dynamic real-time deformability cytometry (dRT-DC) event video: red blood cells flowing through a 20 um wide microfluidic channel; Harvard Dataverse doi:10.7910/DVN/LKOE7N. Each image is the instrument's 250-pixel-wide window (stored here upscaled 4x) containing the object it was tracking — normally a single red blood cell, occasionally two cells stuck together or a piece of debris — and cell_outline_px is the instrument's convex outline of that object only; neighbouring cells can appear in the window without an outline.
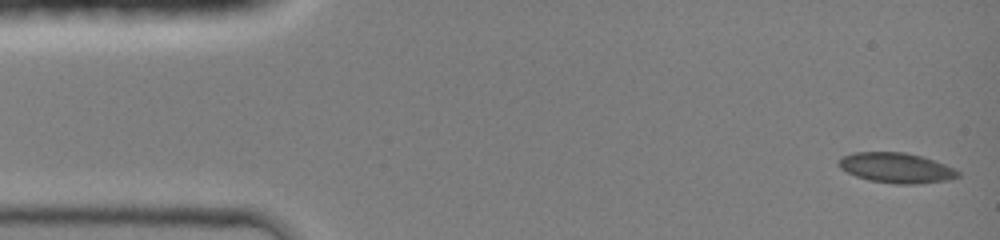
{"species": "common noctule bat (a hibernating species)", "species_latin": "Nyctalus noctula", "temperature_condition": "room temperature", "stored_images_in_passage": 16, "camera_frame_rate_fps": 3000, "um_per_image_px": 0.085, "animal": {"sex": "female", "body_mass_g": 19.0, "forearm_length_mm": 51.5}, "frame": {"image": 1, "passage_image": 1, "time_ms": 0.0, "image_size_px": [1000, 240], "cell_outline_px": [[960, 176], [948, 180], [916, 184], [896, 184], [868, 180], [856, 176], [840, 168], [836, 164], [836, 160], [840, 156], [852, 152], [904, 152], [920, 156], [944, 164], [960, 172]], "centroid_in_image_um": [76.11, 14.26], "position_along_channel_um": 8.9, "area_um2": 21.04}}
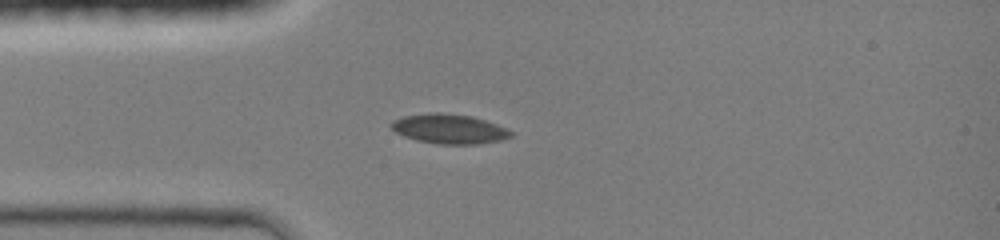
{"frame": {"image": 2, "passage_image": 11, "time_ms": 3.333, "image_size_px": [1000, 240], "cell_outline_px": [[512, 136], [500, 140], [476, 144], [436, 144], [416, 140], [404, 136], [396, 132], [388, 124], [392, 120], [400, 116], [428, 112], [440, 112], [472, 116], [496, 124], [512, 132]], "centroid_in_image_um": [38.1, 10.94], "position_along_channel_um": 46.9, "area_um2": 20.75}}
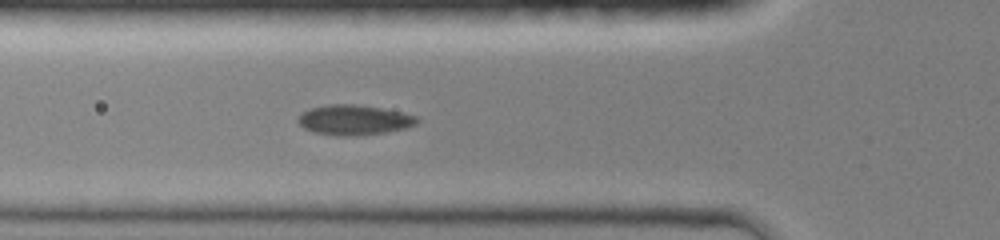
{"frame": {"image": 3, "passage_image": 15, "time_ms": 4.667, "image_size_px": [1000, 240], "cell_outline_px": [[420, 120], [416, 124], [408, 128], [388, 132], [356, 136], [336, 136], [312, 132], [304, 128], [296, 120], [296, 116], [300, 112], [312, 108], [328, 104], [356, 104], [404, 112], [420, 116]], "centroid_in_image_um": [30.11, 10.2], "position_along_channel_um": 95.7, "area_um2": 21.39}}